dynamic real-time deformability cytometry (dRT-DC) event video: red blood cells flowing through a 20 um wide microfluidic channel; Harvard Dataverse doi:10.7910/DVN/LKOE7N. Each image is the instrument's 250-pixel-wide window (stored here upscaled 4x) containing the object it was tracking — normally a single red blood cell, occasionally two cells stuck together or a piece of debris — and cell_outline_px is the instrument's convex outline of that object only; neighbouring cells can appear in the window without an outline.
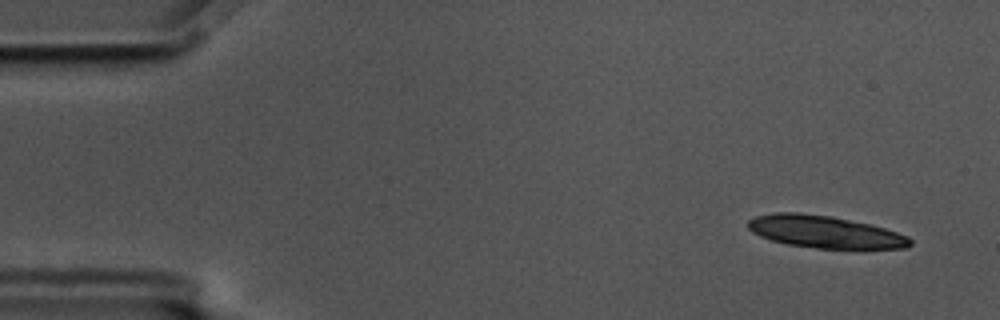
{"species": "common noctule bat (a hibernating species)", "species_latin": "Nyctalus noctula", "temperature_condition": "cold", "stored_images_in_passage": 55, "segment_of_instrument_passage": [1, 2], "camera_frame_rate_fps": 3000, "um_per_image_px": 0.085, "animal": {"sex": "male", "body_mass_g": 17.5, "forearm_length_mm": 52.3}, "frame": {"image": 1, "passage_image": 1, "time_ms": 0.0, "image_size_px": [1000, 320], "cell_outline_px": [[912, 244], [908, 248], [816, 248], [788, 244], [772, 240], [760, 236], [752, 232], [748, 228], [748, 220], [756, 216], [772, 212], [800, 212], [832, 216], [872, 224], [908, 236], [912, 240]], "centroid_in_image_um": [70.1, 19.69], "position_along_channel_um": 14.9, "area_um2": 30.52}}